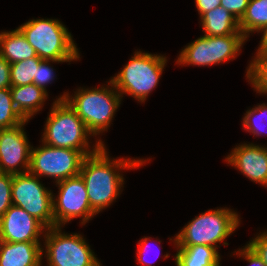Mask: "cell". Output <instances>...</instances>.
<instances>
[{"mask_svg": "<svg viewBox=\"0 0 267 266\" xmlns=\"http://www.w3.org/2000/svg\"><path fill=\"white\" fill-rule=\"evenodd\" d=\"M40 243L0 241V266H41L44 248Z\"/></svg>", "mask_w": 267, "mask_h": 266, "instance_id": "15", "label": "cell"}, {"mask_svg": "<svg viewBox=\"0 0 267 266\" xmlns=\"http://www.w3.org/2000/svg\"><path fill=\"white\" fill-rule=\"evenodd\" d=\"M249 0H221L220 6L230 12L238 21L244 15Z\"/></svg>", "mask_w": 267, "mask_h": 266, "instance_id": "28", "label": "cell"}, {"mask_svg": "<svg viewBox=\"0 0 267 266\" xmlns=\"http://www.w3.org/2000/svg\"><path fill=\"white\" fill-rule=\"evenodd\" d=\"M13 105L20 115L28 120L42 109L47 100L48 92L34 83L10 88Z\"/></svg>", "mask_w": 267, "mask_h": 266, "instance_id": "16", "label": "cell"}, {"mask_svg": "<svg viewBox=\"0 0 267 266\" xmlns=\"http://www.w3.org/2000/svg\"><path fill=\"white\" fill-rule=\"evenodd\" d=\"M13 175L0 172V218L12 205Z\"/></svg>", "mask_w": 267, "mask_h": 266, "instance_id": "25", "label": "cell"}, {"mask_svg": "<svg viewBox=\"0 0 267 266\" xmlns=\"http://www.w3.org/2000/svg\"><path fill=\"white\" fill-rule=\"evenodd\" d=\"M263 33L261 40H260V45L257 49L256 52V56H254V59L251 61V63L249 64V67H247L248 69L246 70V77L247 79H251V64L263 53V52H267V25L260 31Z\"/></svg>", "mask_w": 267, "mask_h": 266, "instance_id": "31", "label": "cell"}, {"mask_svg": "<svg viewBox=\"0 0 267 266\" xmlns=\"http://www.w3.org/2000/svg\"><path fill=\"white\" fill-rule=\"evenodd\" d=\"M196 8L200 17L208 12L211 11L221 4V0H195Z\"/></svg>", "mask_w": 267, "mask_h": 266, "instance_id": "32", "label": "cell"}, {"mask_svg": "<svg viewBox=\"0 0 267 266\" xmlns=\"http://www.w3.org/2000/svg\"><path fill=\"white\" fill-rule=\"evenodd\" d=\"M108 155L103 145L84 158L79 173L85 182L91 209L96 214L111 205L121 193L124 178L119 169L141 167L147 161L129 158L111 160Z\"/></svg>", "mask_w": 267, "mask_h": 266, "instance_id": "1", "label": "cell"}, {"mask_svg": "<svg viewBox=\"0 0 267 266\" xmlns=\"http://www.w3.org/2000/svg\"><path fill=\"white\" fill-rule=\"evenodd\" d=\"M267 104L262 103L246 111L243 120V129L254 136H261L267 127ZM263 127V128H262Z\"/></svg>", "mask_w": 267, "mask_h": 266, "instance_id": "23", "label": "cell"}, {"mask_svg": "<svg viewBox=\"0 0 267 266\" xmlns=\"http://www.w3.org/2000/svg\"><path fill=\"white\" fill-rule=\"evenodd\" d=\"M11 64L0 55V89L11 88Z\"/></svg>", "mask_w": 267, "mask_h": 266, "instance_id": "29", "label": "cell"}, {"mask_svg": "<svg viewBox=\"0 0 267 266\" xmlns=\"http://www.w3.org/2000/svg\"><path fill=\"white\" fill-rule=\"evenodd\" d=\"M245 40L243 34L203 35L182 49L176 63L184 66H211L227 62L237 57Z\"/></svg>", "mask_w": 267, "mask_h": 266, "instance_id": "7", "label": "cell"}, {"mask_svg": "<svg viewBox=\"0 0 267 266\" xmlns=\"http://www.w3.org/2000/svg\"><path fill=\"white\" fill-rule=\"evenodd\" d=\"M0 55L10 64L38 57L18 28L0 33Z\"/></svg>", "mask_w": 267, "mask_h": 266, "instance_id": "17", "label": "cell"}, {"mask_svg": "<svg viewBox=\"0 0 267 266\" xmlns=\"http://www.w3.org/2000/svg\"><path fill=\"white\" fill-rule=\"evenodd\" d=\"M26 122L28 120L15 127L0 130L1 173L14 175L29 171L32 146L23 128Z\"/></svg>", "mask_w": 267, "mask_h": 266, "instance_id": "12", "label": "cell"}, {"mask_svg": "<svg viewBox=\"0 0 267 266\" xmlns=\"http://www.w3.org/2000/svg\"><path fill=\"white\" fill-rule=\"evenodd\" d=\"M150 237H143L139 243H138V249H137V261L138 263H140V265L142 264L143 265H146V266H152V261H147L143 256L145 255L144 253H146L147 249L149 248L148 247V242L149 241Z\"/></svg>", "mask_w": 267, "mask_h": 266, "instance_id": "33", "label": "cell"}, {"mask_svg": "<svg viewBox=\"0 0 267 266\" xmlns=\"http://www.w3.org/2000/svg\"><path fill=\"white\" fill-rule=\"evenodd\" d=\"M200 19L206 36L242 34L239 21L221 6L204 13Z\"/></svg>", "mask_w": 267, "mask_h": 266, "instance_id": "18", "label": "cell"}, {"mask_svg": "<svg viewBox=\"0 0 267 266\" xmlns=\"http://www.w3.org/2000/svg\"><path fill=\"white\" fill-rule=\"evenodd\" d=\"M167 57L135 51L133 57L116 76L111 78L116 90L139 102H145L148 94L157 86L166 66Z\"/></svg>", "mask_w": 267, "mask_h": 266, "instance_id": "5", "label": "cell"}, {"mask_svg": "<svg viewBox=\"0 0 267 266\" xmlns=\"http://www.w3.org/2000/svg\"><path fill=\"white\" fill-rule=\"evenodd\" d=\"M58 198L53 195L54 226H63L76 217L85 225L96 213L91 209L85 182L81 175L56 182Z\"/></svg>", "mask_w": 267, "mask_h": 266, "instance_id": "11", "label": "cell"}, {"mask_svg": "<svg viewBox=\"0 0 267 266\" xmlns=\"http://www.w3.org/2000/svg\"><path fill=\"white\" fill-rule=\"evenodd\" d=\"M259 94H267V87H253Z\"/></svg>", "mask_w": 267, "mask_h": 266, "instance_id": "34", "label": "cell"}, {"mask_svg": "<svg viewBox=\"0 0 267 266\" xmlns=\"http://www.w3.org/2000/svg\"><path fill=\"white\" fill-rule=\"evenodd\" d=\"M53 193L40 183L39 177L30 174H14L12 181V205L23 208L47 229L54 227Z\"/></svg>", "mask_w": 267, "mask_h": 266, "instance_id": "10", "label": "cell"}, {"mask_svg": "<svg viewBox=\"0 0 267 266\" xmlns=\"http://www.w3.org/2000/svg\"><path fill=\"white\" fill-rule=\"evenodd\" d=\"M267 266V230L259 233L247 244Z\"/></svg>", "mask_w": 267, "mask_h": 266, "instance_id": "27", "label": "cell"}, {"mask_svg": "<svg viewBox=\"0 0 267 266\" xmlns=\"http://www.w3.org/2000/svg\"><path fill=\"white\" fill-rule=\"evenodd\" d=\"M176 266H220V254L211 246L177 247Z\"/></svg>", "mask_w": 267, "mask_h": 266, "instance_id": "19", "label": "cell"}, {"mask_svg": "<svg viewBox=\"0 0 267 266\" xmlns=\"http://www.w3.org/2000/svg\"><path fill=\"white\" fill-rule=\"evenodd\" d=\"M86 156L74 149L46 145L31 149L29 173L53 177L55 183L79 175Z\"/></svg>", "mask_w": 267, "mask_h": 266, "instance_id": "9", "label": "cell"}, {"mask_svg": "<svg viewBox=\"0 0 267 266\" xmlns=\"http://www.w3.org/2000/svg\"><path fill=\"white\" fill-rule=\"evenodd\" d=\"M94 135L88 130L82 119L65 100L54 101L48 114L42 142L49 146L81 151L89 156L98 151L104 144L98 139L90 149L88 137Z\"/></svg>", "mask_w": 267, "mask_h": 266, "instance_id": "2", "label": "cell"}, {"mask_svg": "<svg viewBox=\"0 0 267 266\" xmlns=\"http://www.w3.org/2000/svg\"><path fill=\"white\" fill-rule=\"evenodd\" d=\"M225 161L251 181L267 187V147L244 143L233 148Z\"/></svg>", "mask_w": 267, "mask_h": 266, "instance_id": "14", "label": "cell"}, {"mask_svg": "<svg viewBox=\"0 0 267 266\" xmlns=\"http://www.w3.org/2000/svg\"><path fill=\"white\" fill-rule=\"evenodd\" d=\"M46 227L23 208L11 205L0 218V241L40 242Z\"/></svg>", "mask_w": 267, "mask_h": 266, "instance_id": "13", "label": "cell"}, {"mask_svg": "<svg viewBox=\"0 0 267 266\" xmlns=\"http://www.w3.org/2000/svg\"><path fill=\"white\" fill-rule=\"evenodd\" d=\"M108 85L91 89L80 88L73 96L64 92L56 101L65 100L82 119L88 130L97 137L101 132L108 130L121 104L122 97L111 80Z\"/></svg>", "mask_w": 267, "mask_h": 266, "instance_id": "3", "label": "cell"}, {"mask_svg": "<svg viewBox=\"0 0 267 266\" xmlns=\"http://www.w3.org/2000/svg\"><path fill=\"white\" fill-rule=\"evenodd\" d=\"M240 217L235 211L227 208L208 210L188 222L175 236L176 247L206 245L218 248L240 224Z\"/></svg>", "mask_w": 267, "mask_h": 266, "instance_id": "6", "label": "cell"}, {"mask_svg": "<svg viewBox=\"0 0 267 266\" xmlns=\"http://www.w3.org/2000/svg\"><path fill=\"white\" fill-rule=\"evenodd\" d=\"M250 83L253 87H267V52H263L251 64Z\"/></svg>", "mask_w": 267, "mask_h": 266, "instance_id": "24", "label": "cell"}, {"mask_svg": "<svg viewBox=\"0 0 267 266\" xmlns=\"http://www.w3.org/2000/svg\"><path fill=\"white\" fill-rule=\"evenodd\" d=\"M49 62H71V61H55L42 59L37 67L36 78H33V83L39 88L47 92L46 86L54 80V70L49 65Z\"/></svg>", "mask_w": 267, "mask_h": 266, "instance_id": "26", "label": "cell"}, {"mask_svg": "<svg viewBox=\"0 0 267 266\" xmlns=\"http://www.w3.org/2000/svg\"><path fill=\"white\" fill-rule=\"evenodd\" d=\"M236 254L248 261L250 266H266L262 259L248 245L237 250Z\"/></svg>", "mask_w": 267, "mask_h": 266, "instance_id": "30", "label": "cell"}, {"mask_svg": "<svg viewBox=\"0 0 267 266\" xmlns=\"http://www.w3.org/2000/svg\"><path fill=\"white\" fill-rule=\"evenodd\" d=\"M24 121L13 105L10 88L0 89V130L15 127Z\"/></svg>", "mask_w": 267, "mask_h": 266, "instance_id": "22", "label": "cell"}, {"mask_svg": "<svg viewBox=\"0 0 267 266\" xmlns=\"http://www.w3.org/2000/svg\"><path fill=\"white\" fill-rule=\"evenodd\" d=\"M61 226L43 234L47 266H102L81 234H65Z\"/></svg>", "mask_w": 267, "mask_h": 266, "instance_id": "8", "label": "cell"}, {"mask_svg": "<svg viewBox=\"0 0 267 266\" xmlns=\"http://www.w3.org/2000/svg\"><path fill=\"white\" fill-rule=\"evenodd\" d=\"M40 59L77 61L80 53L68 29L56 19H31L18 27Z\"/></svg>", "mask_w": 267, "mask_h": 266, "instance_id": "4", "label": "cell"}, {"mask_svg": "<svg viewBox=\"0 0 267 266\" xmlns=\"http://www.w3.org/2000/svg\"><path fill=\"white\" fill-rule=\"evenodd\" d=\"M267 25V0H249L239 28L245 38L250 33L260 32Z\"/></svg>", "mask_w": 267, "mask_h": 266, "instance_id": "20", "label": "cell"}, {"mask_svg": "<svg viewBox=\"0 0 267 266\" xmlns=\"http://www.w3.org/2000/svg\"><path fill=\"white\" fill-rule=\"evenodd\" d=\"M41 60L39 57H34L12 63L10 66L11 87L32 84Z\"/></svg>", "mask_w": 267, "mask_h": 266, "instance_id": "21", "label": "cell"}]
</instances>
